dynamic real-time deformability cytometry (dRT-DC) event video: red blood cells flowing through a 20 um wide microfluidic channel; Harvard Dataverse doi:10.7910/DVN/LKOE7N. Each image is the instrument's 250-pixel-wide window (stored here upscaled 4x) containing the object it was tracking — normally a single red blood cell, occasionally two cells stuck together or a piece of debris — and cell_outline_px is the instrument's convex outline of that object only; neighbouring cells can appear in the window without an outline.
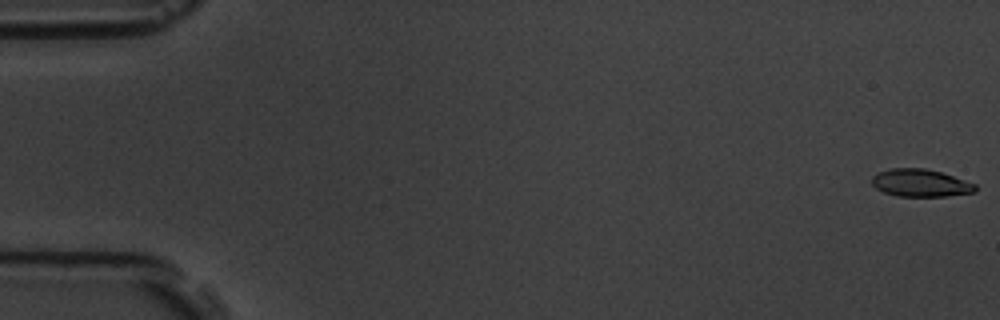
{"species": "common noctule bat (a hibernating species)", "species_latin": "Nyctalus noctula", "temperature_condition": "room temperature", "stored_images_in_passage": 5, "camera_frame_rate_fps": 3000, "um_per_image_px": 0.085, "animal": {"sex": "male", "body_mass_g": 19.5, "forearm_length_mm": 54.6}, "frame": {"image": 1, "passage_image": 1, "time_ms": 0.0, "image_size_px": [1000, 320], "cell_outline_px": [[976, 192], [948, 196], [896, 196], [884, 192], [876, 188], [872, 184], [872, 176], [880, 172], [892, 168], [924, 168], [940, 172], [976, 184]], "centroid_in_image_um": [78.24, 15.56], "position_along_channel_um": 6.8, "area_um2": 16.47}}
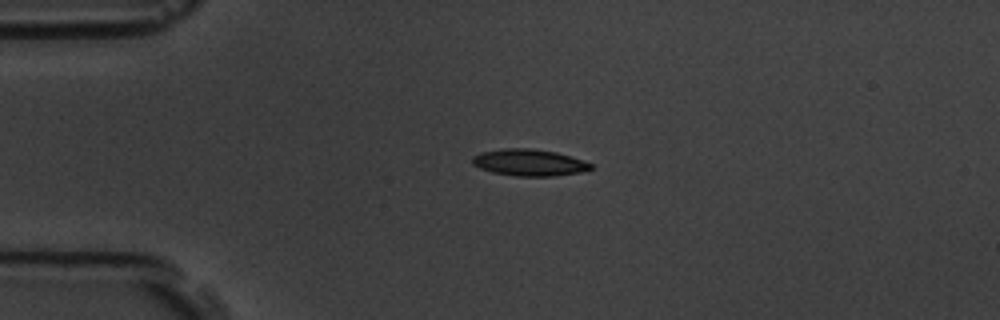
{"frame": {"image": 2, "passage_image": 5, "time_ms": 4.333, "image_size_px": [1000, 320], "cell_outline_px": [[596, 168], [580, 172], [552, 176], [516, 176], [492, 172], [480, 168], [472, 164], [472, 156], [480, 152], [504, 148], [532, 148], [556, 152], [572, 156], [584, 160], [592, 164]], "centroid_in_image_um": [45.0, 13.81], "position_along_channel_um": 40.0, "area_um2": 18.61}}